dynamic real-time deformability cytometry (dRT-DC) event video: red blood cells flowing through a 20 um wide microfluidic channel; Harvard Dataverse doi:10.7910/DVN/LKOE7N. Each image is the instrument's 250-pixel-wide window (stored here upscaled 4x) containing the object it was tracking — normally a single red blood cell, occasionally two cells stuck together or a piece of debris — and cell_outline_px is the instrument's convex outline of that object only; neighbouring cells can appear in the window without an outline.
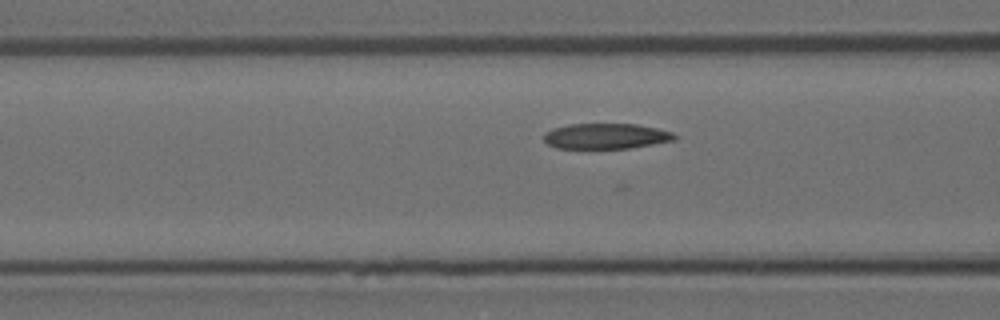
{"species": "Egyptian fruit bat (a non-hibernating species)", "species_latin": "Rousettus aegyptiacus", "temperature_condition": "room temperature", "stored_images_in_passage": 25, "camera_frame_rate_fps": 3000, "um_per_image_px": 0.085, "animal": {"sex": "female"}, "frame": {"image": 1, "passage_image": 16, "time_ms": 5.0, "image_size_px": [1000, 320], "cell_outline_px": [[676, 140], [628, 148], [556, 148], [548, 144], [544, 140], [544, 132], [552, 128], [568, 124], [636, 124], [656, 128], [672, 132], [676, 136]], "centroid_in_image_um": [51.47, 11.56], "position_along_channel_um": 115.1, "area_um2": 19.36}}
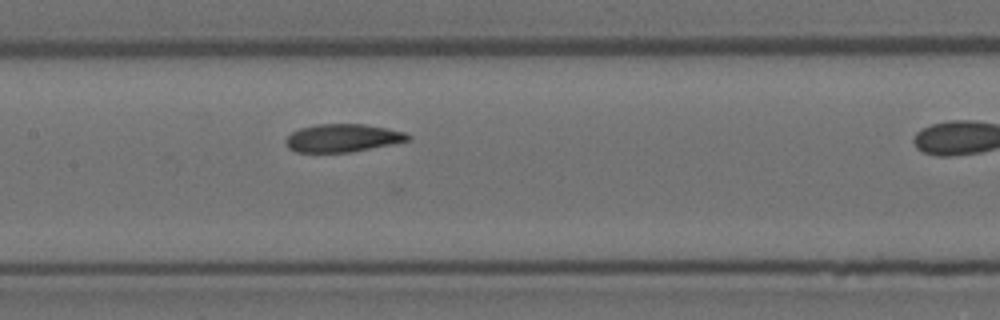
{"frame": {"image": 2, "passage_image": 21, "time_ms": 6.667, "image_size_px": [1000, 320], "cell_outline_px": [[412, 136], [408, 140], [392, 144], [352, 152], [296, 152], [288, 148], [284, 140], [292, 132], [300, 128], [316, 124], [364, 124], [404, 132]], "centroid_in_image_um": [29.09, 11.73], "position_along_channel_um": 178.3, "area_um2": 19.83}}